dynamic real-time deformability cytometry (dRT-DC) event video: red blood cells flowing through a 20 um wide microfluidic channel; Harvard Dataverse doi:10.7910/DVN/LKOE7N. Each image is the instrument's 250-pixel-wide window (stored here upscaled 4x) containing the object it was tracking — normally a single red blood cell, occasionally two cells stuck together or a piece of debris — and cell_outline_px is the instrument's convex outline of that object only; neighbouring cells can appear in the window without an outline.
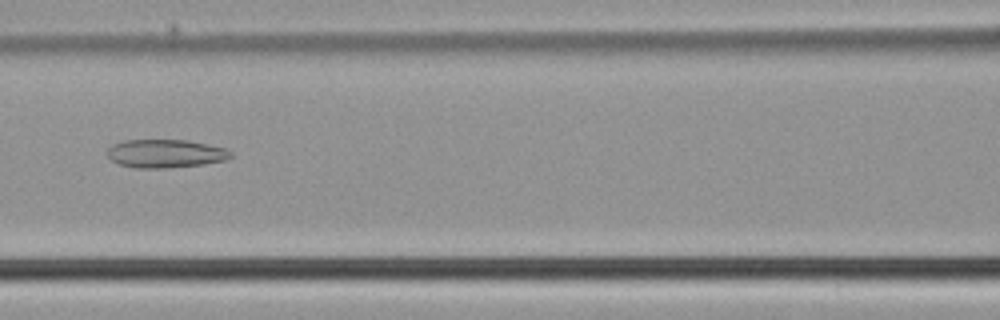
{"species": "common noctule bat (a hibernating species)", "species_latin": "Nyctalus noctula", "temperature_condition": "cold", "stored_images_in_passage": 40, "camera_frame_rate_fps": 3000, "um_per_image_px": 0.085, "animal": {"sex": "male", "body_mass_g": 21.5, "forearm_length_mm": 52.0}, "frame": {"image": 1, "passage_image": 13, "time_ms": 4.0, "image_size_px": [1000, 320], "cell_outline_px": [[232, 156], [224, 160], [200, 164], [164, 168], [136, 168], [120, 164], [112, 160], [108, 156], [108, 148], [112, 144], [124, 140], [188, 140], [208, 144], [224, 148], [232, 152]], "centroid_in_image_um": [14.04, 13.04], "position_along_channel_um": 152.6, "area_um2": 20.17}}
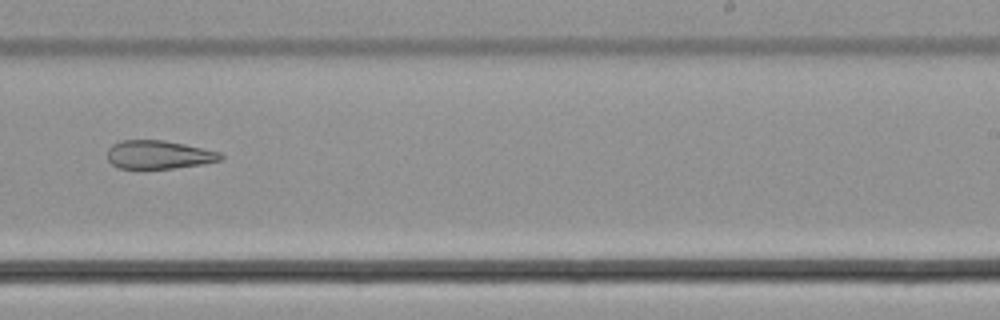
{"frame": {"image": 2, "passage_image": 22, "time_ms": 7.0, "image_size_px": [1000, 320], "cell_outline_px": [[224, 156], [220, 160], [200, 164], [172, 168], [120, 168], [112, 164], [108, 160], [108, 148], [112, 144], [120, 140], [164, 140], [184, 144], [220, 152]], "centroid_in_image_um": [13.46, 13.13], "position_along_channel_um": 275.5, "area_um2": 18.55}}
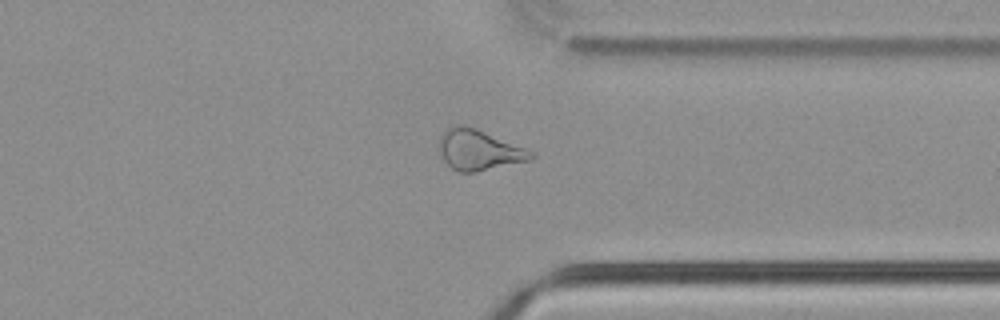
{"frame": {"image": 3, "passage_image": 29, "time_ms": 9.333, "image_size_px": [1000, 320], "cell_outline_px": [[536, 156], [528, 160], [476, 172], [460, 172], [452, 168], [444, 160], [440, 148], [440, 136], [452, 124], [464, 124], [476, 128], [536, 152]], "centroid_in_image_um": [40.72, 12.73], "position_along_channel_um": 370.7, "area_um2": 21.5}}